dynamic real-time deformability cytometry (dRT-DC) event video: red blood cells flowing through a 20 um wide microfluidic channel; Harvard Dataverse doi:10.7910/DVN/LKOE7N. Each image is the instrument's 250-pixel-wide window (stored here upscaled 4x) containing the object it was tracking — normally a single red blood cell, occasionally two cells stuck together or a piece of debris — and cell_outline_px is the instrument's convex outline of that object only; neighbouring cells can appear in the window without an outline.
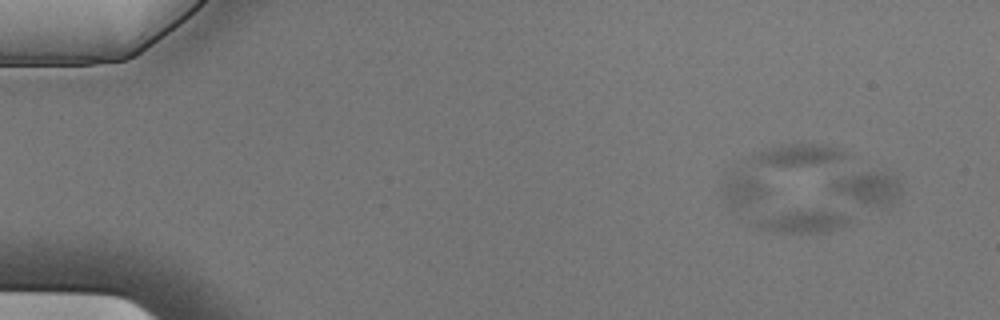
{"species": "Egyptian fruit bat (a non-hibernating species)", "species_latin": "Rousettus aegyptiacus", "temperature_condition": "cold", "stored_images_in_passage": 6, "camera_frame_rate_fps": 3000, "um_per_image_px": 0.085, "animal": {"sex": "male"}, "frame": {"image": 1, "passage_image": 2, "time_ms": 0.333, "image_size_px": [1000, 320], "cell_outline_px": [[852, 220], [844, 224], [824, 232], [780, 232], [760, 228], [752, 224], [748, 220], [788, 212], [836, 212], [848, 216]], "centroid_in_image_um": [68.14, 18.85], "position_along_channel_um": 16.9, "area_um2": 11.44}}
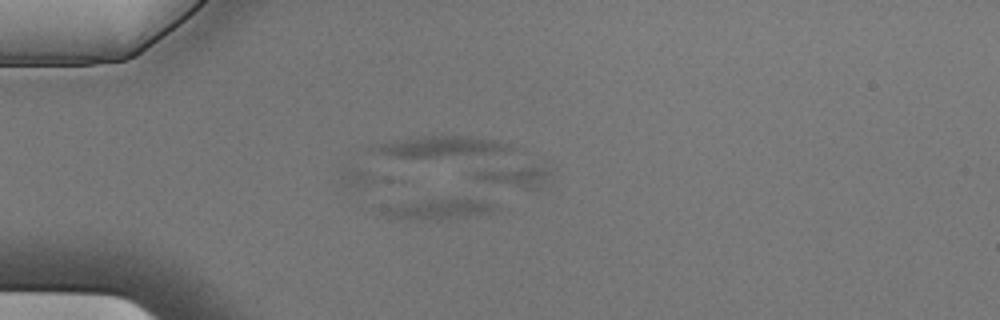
{"frame": {"image": 2, "passage_image": 5, "time_ms": 1.333, "image_size_px": [1000, 320], "cell_outline_px": [[496, 212], [476, 216], [436, 220], [420, 220], [388, 216], [380, 212], [384, 208], [400, 204], [448, 196], [480, 200], [492, 204], [496, 208]], "centroid_in_image_um": [37.42, 17.76], "position_along_channel_um": 47.6, "area_um2": 13.64}}